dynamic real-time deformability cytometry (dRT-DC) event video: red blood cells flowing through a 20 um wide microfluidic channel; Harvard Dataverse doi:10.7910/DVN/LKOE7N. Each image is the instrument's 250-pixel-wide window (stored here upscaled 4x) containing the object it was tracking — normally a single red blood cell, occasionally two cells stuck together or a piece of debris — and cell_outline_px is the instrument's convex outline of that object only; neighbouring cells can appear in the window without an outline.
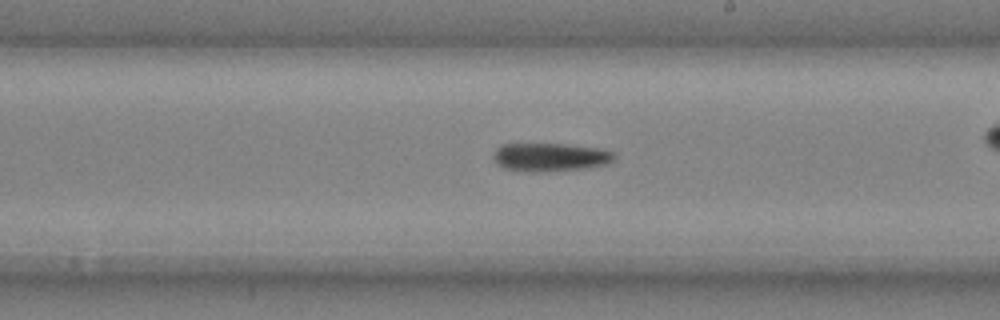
{"species": "common noctule bat (a hibernating species)", "species_latin": "Nyctalus noctula", "temperature_condition": "cold", "stored_images_in_passage": 39, "camera_frame_rate_fps": 3000, "um_per_image_px": 0.085, "animal": {"sex": "male", "body_mass_g": 20.4}, "frame": {"image": 1, "passage_image": 28, "time_ms": 9.0, "image_size_px": [1000, 320], "cell_outline_px": [[616, 156], [608, 164], [588, 168], [532, 172], [504, 168], [496, 164], [492, 156], [496, 148], [500, 144], [564, 144], [600, 148], [612, 152]], "centroid_in_image_um": [46.75, 13.35], "position_along_channel_um": 242.3, "area_um2": 20.0}}
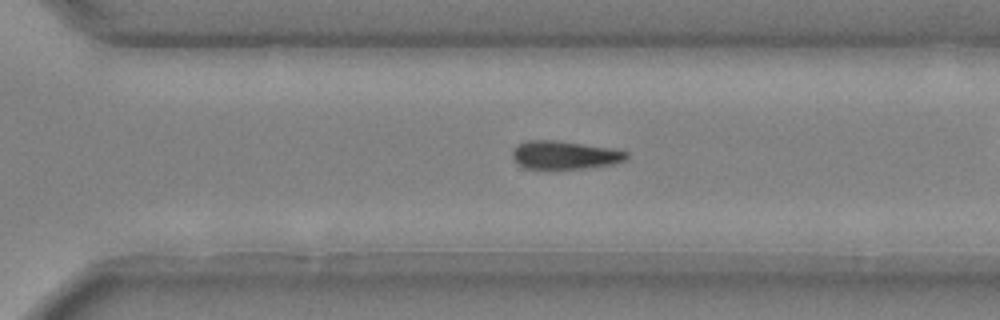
{"frame": {"image": 2, "passage_image": 34, "time_ms": 11.0, "image_size_px": [1000, 320], "cell_outline_px": [[628, 160], [616, 164], [588, 168], [524, 168], [516, 164], [512, 160], [512, 148], [528, 140], [552, 140], [612, 148], [628, 152]], "centroid_in_image_um": [48.01, 13.18], "position_along_channel_um": 322.6, "area_um2": 18.9}}